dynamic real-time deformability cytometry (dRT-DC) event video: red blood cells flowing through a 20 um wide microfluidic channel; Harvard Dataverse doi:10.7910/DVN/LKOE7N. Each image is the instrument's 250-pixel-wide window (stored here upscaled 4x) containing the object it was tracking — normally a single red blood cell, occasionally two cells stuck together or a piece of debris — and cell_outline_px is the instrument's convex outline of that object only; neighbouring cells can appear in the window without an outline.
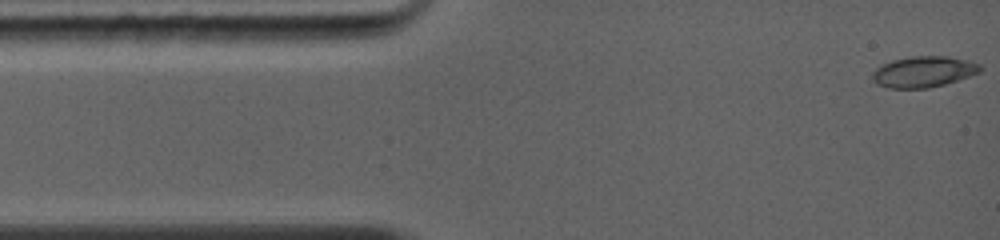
{"species": "common noctule bat (a hibernating species)", "species_latin": "Nyctalus noctula", "temperature_condition": "warm", "stored_images_in_passage": 37, "camera_frame_rate_fps": 5000, "um_per_image_px": 0.085, "animal": {"sex": "female", "body_mass_g": 19.0, "forearm_length_mm": 56.7}, "frame": {"image": 1, "passage_image": 1, "time_ms": 0.0, "image_size_px": [1000, 240], "cell_outline_px": [[984, 68], [980, 72], [944, 84], [928, 88], [888, 88], [876, 84], [872, 80], [872, 76], [876, 68], [880, 64], [892, 60], [908, 56], [948, 56], [980, 64]], "centroid_in_image_um": [78.46, 6.09], "position_along_channel_um": 6.5, "area_um2": 19.48}}
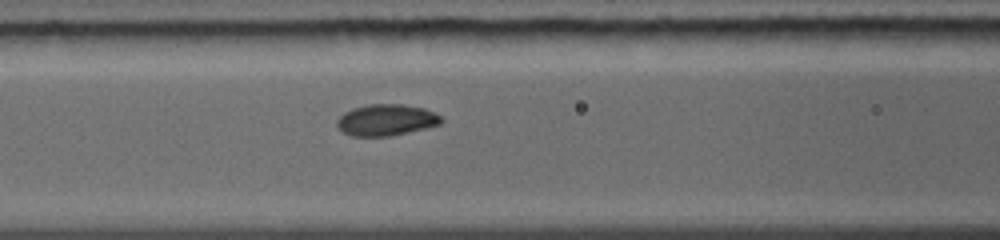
{"frame": {"image": 2, "passage_image": 22, "time_ms": 4.6, "image_size_px": [1000, 240], "cell_outline_px": [[444, 120], [440, 124], [428, 128], [392, 136], [352, 136], [344, 132], [336, 124], [336, 120], [344, 112], [352, 108], [368, 104], [404, 104], [424, 108], [440, 116]], "centroid_in_image_um": [32.84, 10.2], "position_along_channel_um": 133.8, "area_um2": 19.19}}
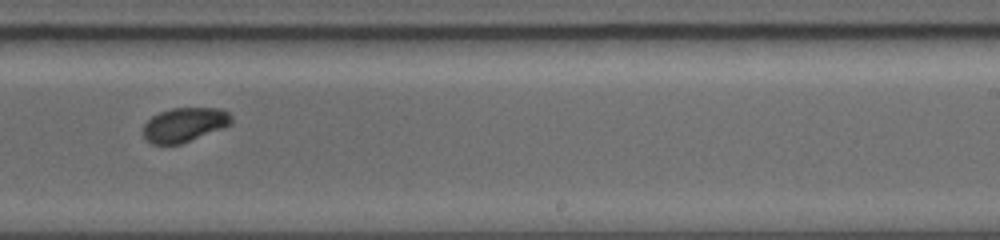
{"frame": {"image": 3, "passage_image": 37, "time_ms": 7.8, "image_size_px": [1000, 240], "cell_outline_px": [[232, 124], [224, 128], [180, 144], [152, 144], [144, 140], [144, 124], [152, 116], [160, 112], [172, 108], [220, 108], [228, 112], [232, 116]], "centroid_in_image_um": [15.69, 10.6], "position_along_channel_um": 273.3, "area_um2": 17.69}}